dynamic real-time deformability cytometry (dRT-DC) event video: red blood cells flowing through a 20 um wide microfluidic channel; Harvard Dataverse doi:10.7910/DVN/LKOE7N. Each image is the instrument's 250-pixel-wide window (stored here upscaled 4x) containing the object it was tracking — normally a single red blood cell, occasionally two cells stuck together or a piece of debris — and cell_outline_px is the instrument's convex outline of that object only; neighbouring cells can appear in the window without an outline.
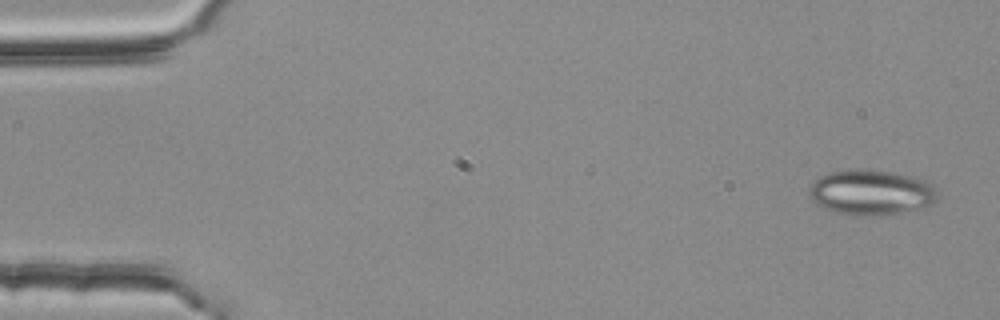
{"species": "common noctule bat (a hibernating species)", "species_latin": "Nyctalus noctula", "temperature_condition": "room temperature", "stored_images_in_passage": 5, "camera_frame_rate_fps": 3000, "um_per_image_px": 0.085, "animal": {"sex": "female", "body_mass_g": 25.1}, "frame": {"image": 1, "passage_image": 1, "time_ms": 0.0, "image_size_px": [1000, 320], "cell_outline_px": [[936, 200], [932, 204], [920, 208], [904, 212], [880, 216], [856, 216], [836, 212], [812, 200], [808, 196], [808, 188], [820, 176], [828, 172], [848, 168], [864, 168], [892, 172], [912, 176], [924, 180], [932, 184], [936, 188]], "centroid_in_image_um": [74.04, 16.34], "position_along_channel_um": 11.0, "area_um2": 34.22}}